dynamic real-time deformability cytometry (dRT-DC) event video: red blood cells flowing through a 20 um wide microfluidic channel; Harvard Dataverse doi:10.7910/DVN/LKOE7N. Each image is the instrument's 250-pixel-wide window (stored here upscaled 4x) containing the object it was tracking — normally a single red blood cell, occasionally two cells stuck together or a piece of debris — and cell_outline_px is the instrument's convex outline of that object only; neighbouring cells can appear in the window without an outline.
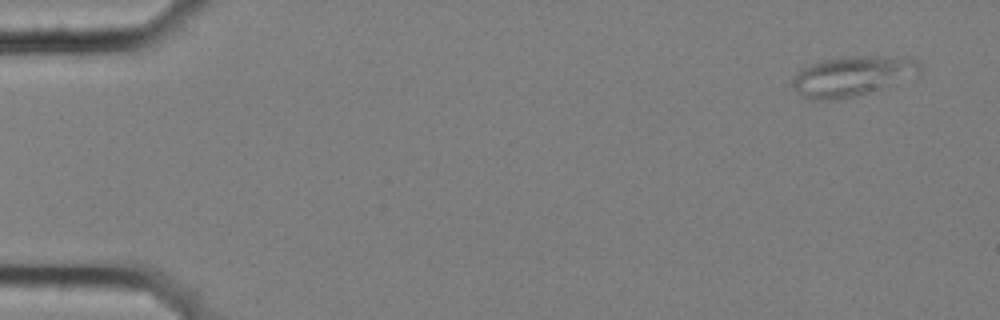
{"species": "common noctule bat (a hibernating species)", "species_latin": "Nyctalus noctula", "temperature_condition": "cold", "stored_images_in_passage": 5, "camera_frame_rate_fps": 3000, "um_per_image_px": 0.085, "animal": {"sex": "female", "body_mass_g": 25.1}, "frame": {"image": 1, "passage_image": 1, "time_ms": 0.0, "image_size_px": [1000, 320], "cell_outline_px": [[920, 72], [916, 76], [852, 96], [832, 100], [804, 100], [792, 88], [792, 80], [796, 72], [800, 68], [820, 60], [840, 56], [908, 56], [916, 60], [920, 64]], "centroid_in_image_um": [72.37, 6.44], "position_along_channel_um": 12.6, "area_um2": 29.94}}
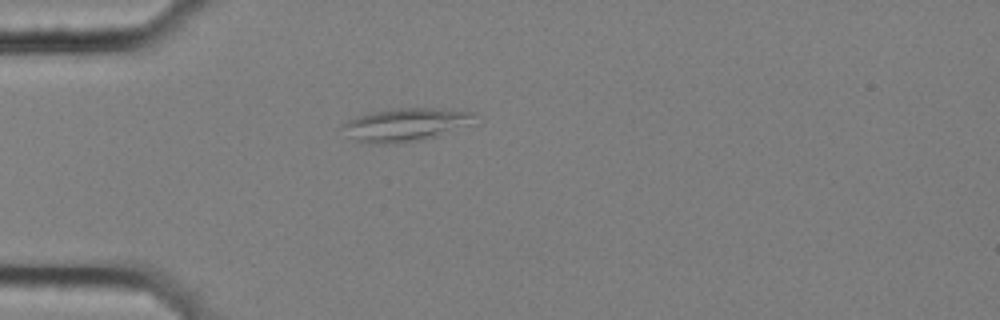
{"frame": {"image": 2, "passage_image": 5, "time_ms": 1.333, "image_size_px": [1000, 320], "cell_outline_px": [[476, 124], [440, 136], [424, 140], [396, 144], [368, 144], [356, 140], [348, 136], [340, 128], [348, 120], [368, 112], [400, 108], [440, 108], [476, 112]], "centroid_in_image_um": [34.57, 10.61], "position_along_channel_um": 50.4, "area_um2": 26.36}}